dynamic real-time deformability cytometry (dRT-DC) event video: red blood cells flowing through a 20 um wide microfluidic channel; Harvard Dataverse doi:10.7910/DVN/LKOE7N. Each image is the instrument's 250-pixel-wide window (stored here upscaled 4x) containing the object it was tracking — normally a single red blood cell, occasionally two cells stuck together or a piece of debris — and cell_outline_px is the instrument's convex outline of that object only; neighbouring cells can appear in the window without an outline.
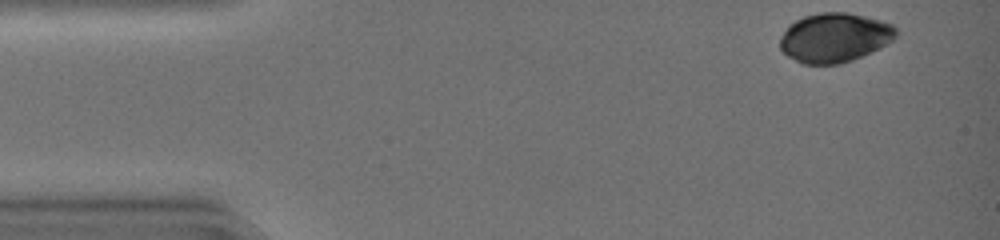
{"species": "common noctule bat (a hibernating species)", "species_latin": "Nyctalus noctula", "temperature_condition": "warm", "stored_images_in_passage": 41, "camera_frame_rate_fps": 3000, "um_per_image_px": 0.085, "animal": {"sex": "female", "body_mass_g": 19.0, "forearm_length_mm": 51.5}, "frame": {"image": 1, "passage_image": 1, "time_ms": 0.0, "image_size_px": [1000, 240], "cell_outline_px": [[896, 36], [892, 40], [880, 48], [872, 52], [852, 60], [840, 64], [804, 64], [788, 56], [780, 48], [780, 40], [788, 24], [804, 16], [820, 12], [848, 12], [880, 20], [892, 24], [896, 28]], "centroid_in_image_um": [70.94, 3.19], "position_along_channel_um": 14.1, "area_um2": 33.29}}